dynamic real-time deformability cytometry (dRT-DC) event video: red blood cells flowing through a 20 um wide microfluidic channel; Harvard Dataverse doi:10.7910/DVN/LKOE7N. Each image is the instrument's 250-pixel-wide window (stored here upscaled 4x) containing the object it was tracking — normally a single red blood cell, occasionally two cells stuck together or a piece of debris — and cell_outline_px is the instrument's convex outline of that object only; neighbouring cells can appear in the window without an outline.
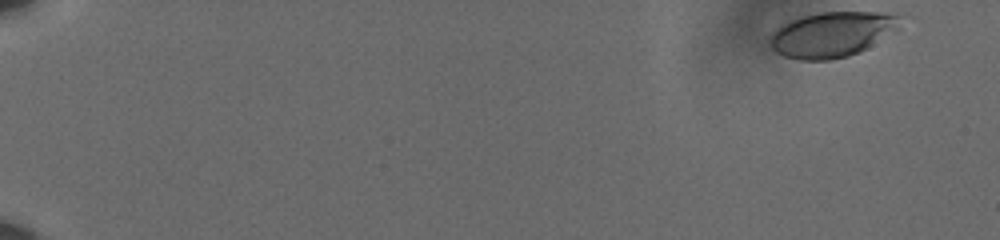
{"species": "human", "species_latin": "Homo sapiens", "temperature_condition": "cold", "stored_images_in_passage": 57, "camera_frame_rate_fps": 3000, "um_per_image_px": 0.085, "donor": {"sex": "male"}, "frame": {"image": 1, "passage_image": 1, "time_ms": 0.0, "image_size_px": [1000, 240], "cell_outline_px": [[896, 16], [888, 28], [868, 48], [860, 52], [848, 56], [828, 60], [800, 60], [784, 56], [776, 52], [772, 48], [772, 36], [776, 28], [792, 20], [804, 16], [820, 12], [884, 12]], "centroid_in_image_um": [70.53, 2.95], "position_along_channel_um": 14.5, "area_um2": 32.48}}
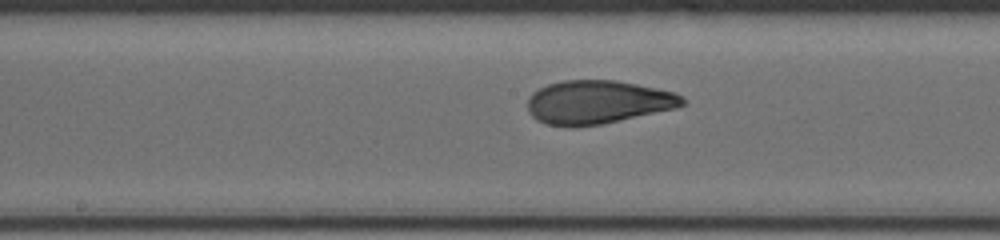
{"frame": {"image": 2, "passage_image": 32, "time_ms": 10.333, "image_size_px": [1000, 240], "cell_outline_px": [[684, 104], [676, 108], [620, 120], [600, 124], [576, 128], [568, 128], [544, 124], [536, 120], [528, 112], [528, 96], [532, 92], [548, 84], [564, 80], [616, 80], [656, 88], [672, 92], [680, 96], [684, 100]], "centroid_in_image_um": [50.73, 8.7], "position_along_channel_um": 197.5, "area_um2": 39.36}}
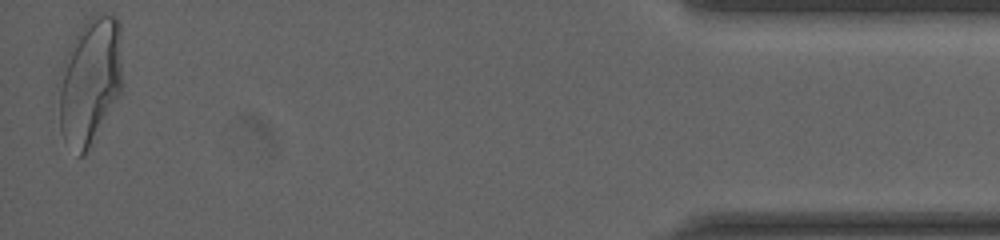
{"frame": {"image": 3, "passage_image": 57, "time_ms": 18.667, "image_size_px": [1000, 240], "cell_outline_px": [[120, 92], [84, 156], [80, 156], [64, 140], [60, 132], [56, 84], [64, 60], [80, 28], [92, 16], [100, 12], [104, 12], [116, 16], [120, 24]], "centroid_in_image_um": [7.59, 6.88], "position_along_channel_um": 427.6, "area_um2": 46.82}, "authors_computed_cell_mechanics": {"area_um2": 38.7838, "velocity_mm_per_s": 3.6003, "shape_relaxation_time_tau1_ms": 4.4934, "shape_relaxation_time_tau2_ms": 1.0164, "deformation_change_tau1": 0.1695, "deformation_change_tau2": 0.0721}}